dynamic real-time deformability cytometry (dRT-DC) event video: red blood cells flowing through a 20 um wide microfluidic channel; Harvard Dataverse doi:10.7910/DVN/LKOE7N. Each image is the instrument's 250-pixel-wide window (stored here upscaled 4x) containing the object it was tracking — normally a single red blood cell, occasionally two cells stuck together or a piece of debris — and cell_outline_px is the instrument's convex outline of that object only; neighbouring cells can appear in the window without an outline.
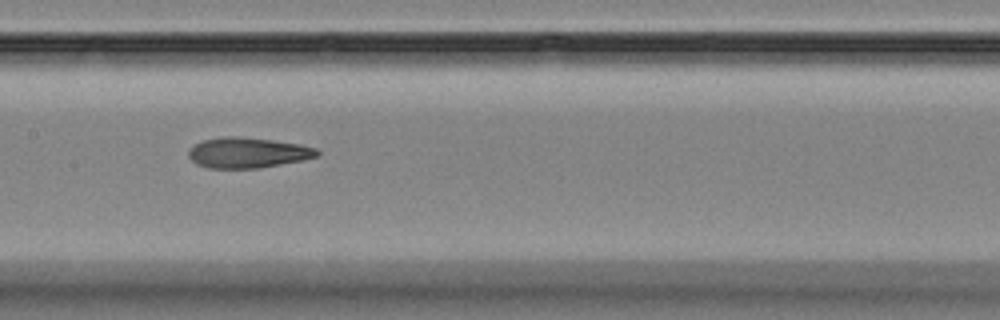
{"species": "Egyptian fruit bat (a non-hibernating species)", "species_latin": "Rousettus aegyptiacus", "temperature_condition": "room temperature", "stored_images_in_passage": 16, "camera_frame_rate_fps": 3000, "um_per_image_px": 0.085, "animal": {"sex": "female"}, "frame": {"image": 1, "passage_image": 8, "time_ms": 8.0, "image_size_px": [1000, 320], "cell_outline_px": [[320, 152], [316, 156], [300, 160], [256, 168], [208, 168], [196, 164], [188, 156], [188, 148], [204, 140], [224, 136], [236, 136], [272, 140], [300, 144], [316, 148]], "centroid_in_image_um": [21.0, 12.97], "position_along_channel_um": 186.4, "area_um2": 22.54}}
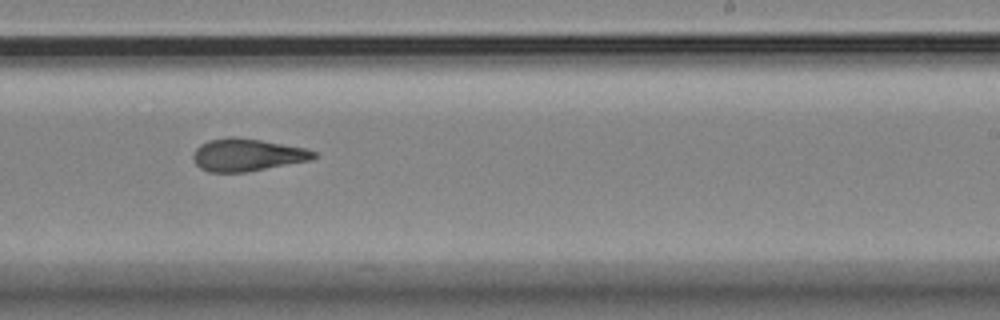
{"frame": {"image": 2, "passage_image": 10, "time_ms": 10.333, "image_size_px": [1000, 320], "cell_outline_px": [[316, 156], [312, 160], [244, 172], [208, 172], [200, 168], [196, 164], [192, 156], [196, 148], [200, 144], [208, 140], [228, 136], [236, 136], [260, 140], [304, 148], [316, 152]], "centroid_in_image_um": [20.97, 13.16], "position_along_channel_um": 268.0, "area_um2": 22.77}}
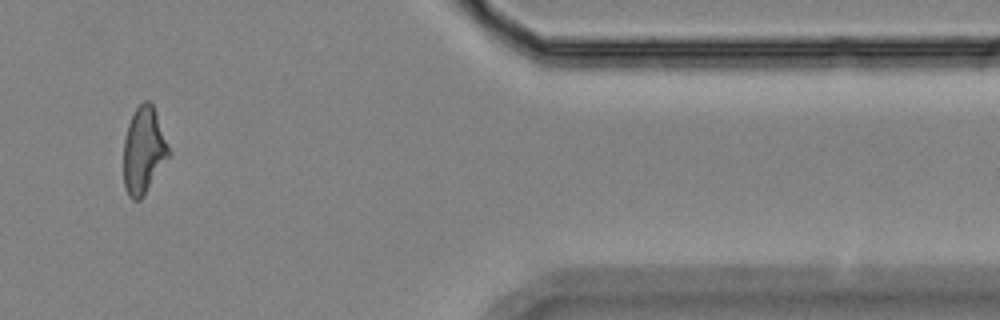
{"frame": {"image": 3, "passage_image": 14, "time_ms": 15.0, "image_size_px": [1000, 320], "cell_outline_px": [[172, 152], [144, 196], [140, 200], [132, 200], [128, 196], [124, 188], [124, 140], [128, 124], [136, 108], [144, 100], [148, 100], [152, 104]], "centroid_in_image_um": [12.22, 12.83], "position_along_channel_um": 399.2, "area_um2": 22.89}, "authors_computed_cell_mechanics": {"area_um2": 22.9177, "velocity_mm_per_s": 3.5112, "shape_relaxation_time_tau1_ms": 6.985, "shape_relaxation_time_tau2_ms": 2.536, "deformation_change_tau1": 0.1619, "deformation_change_tau2": 0.1015}}